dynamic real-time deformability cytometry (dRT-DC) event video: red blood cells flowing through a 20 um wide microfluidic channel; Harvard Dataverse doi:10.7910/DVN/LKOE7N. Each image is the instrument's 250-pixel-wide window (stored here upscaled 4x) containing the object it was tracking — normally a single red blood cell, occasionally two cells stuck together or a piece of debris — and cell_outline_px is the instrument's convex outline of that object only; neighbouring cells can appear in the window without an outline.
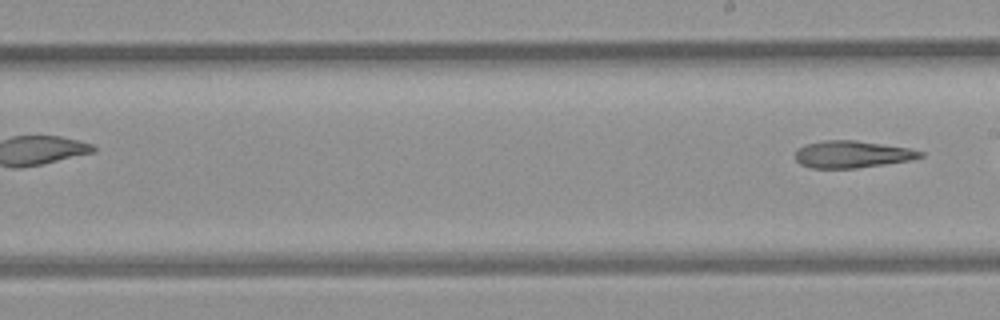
{"species": "common noctule bat (a hibernating species)", "species_latin": "Nyctalus noctula", "temperature_condition": "room temperature", "stored_images_in_passage": 9, "segment_of_instrument_passage": [2, 2], "camera_frame_rate_fps": 3000, "um_per_image_px": 0.085, "animal": {"sex": "female", "body_mass_g": 21.9}, "frame": {"image": 1, "passage_image": 9, "time_ms": 2.667, "image_size_px": [1000, 320], "cell_outline_px": [[924, 156], [908, 160], [884, 164], [856, 168], [812, 168], [800, 164], [796, 160], [796, 148], [804, 144], [824, 140], [856, 140], [908, 148], [924, 152]], "centroid_in_image_um": [72.38, 13.11], "position_along_channel_um": 216.6, "area_um2": 19.65}}